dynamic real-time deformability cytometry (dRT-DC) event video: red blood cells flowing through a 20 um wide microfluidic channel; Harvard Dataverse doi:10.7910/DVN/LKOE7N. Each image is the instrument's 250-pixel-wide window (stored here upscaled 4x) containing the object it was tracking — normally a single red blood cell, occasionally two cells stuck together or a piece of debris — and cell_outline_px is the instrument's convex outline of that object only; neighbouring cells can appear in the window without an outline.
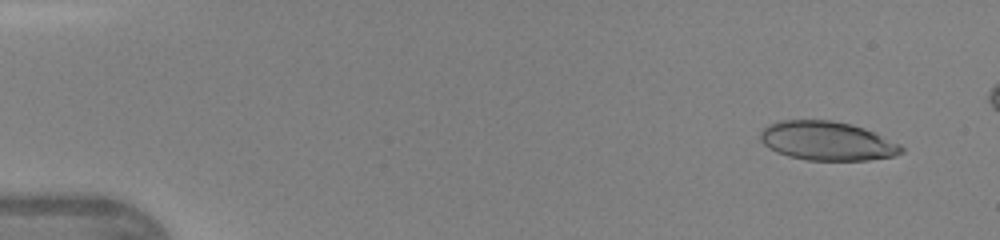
{"species": "human", "species_latin": "Homo sapiens", "temperature_condition": "warm", "stored_images_in_passage": 44, "camera_frame_rate_fps": 3000, "um_per_image_px": 0.085, "donor": {"sex": "female"}, "frame": {"image": 1, "passage_image": 3, "time_ms": 0.667, "image_size_px": [1000, 240], "cell_outline_px": [[904, 152], [896, 156], [868, 160], [808, 160], [788, 156], [776, 152], [768, 148], [760, 140], [760, 132], [768, 124], [780, 120], [832, 120], [852, 124], [876, 132], [900, 144], [904, 148]], "centroid_in_image_um": [70.32, 11.98], "position_along_channel_um": 14.7, "area_um2": 32.37}}
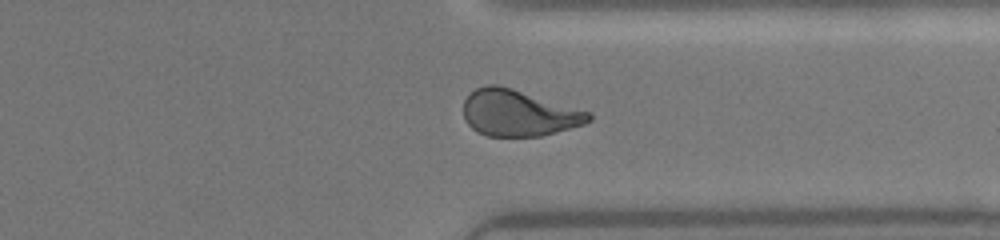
{"frame": {"image": 2, "passage_image": 36, "time_ms": 11.667, "image_size_px": [1000, 240], "cell_outline_px": [[592, 120], [584, 124], [556, 132], [540, 136], [488, 136], [476, 132], [464, 120], [464, 100], [476, 88], [488, 84], [496, 84], [512, 88], [592, 112]], "centroid_in_image_um": [44.09, 9.61], "position_along_channel_um": 367.3, "area_um2": 33.87}}
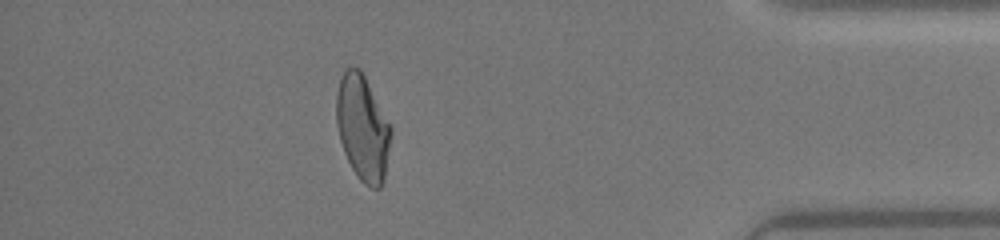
{"frame": {"image": 3, "passage_image": 41, "time_ms": 13.333, "image_size_px": [1000, 240], "cell_outline_px": [[392, 132], [384, 180], [380, 188], [372, 188], [364, 184], [360, 180], [352, 168], [344, 152], [340, 140], [336, 124], [336, 92], [344, 68], [360, 68], [392, 124]], "centroid_in_image_um": [30.84, 10.85], "position_along_channel_um": 404.4, "area_um2": 33.87}}